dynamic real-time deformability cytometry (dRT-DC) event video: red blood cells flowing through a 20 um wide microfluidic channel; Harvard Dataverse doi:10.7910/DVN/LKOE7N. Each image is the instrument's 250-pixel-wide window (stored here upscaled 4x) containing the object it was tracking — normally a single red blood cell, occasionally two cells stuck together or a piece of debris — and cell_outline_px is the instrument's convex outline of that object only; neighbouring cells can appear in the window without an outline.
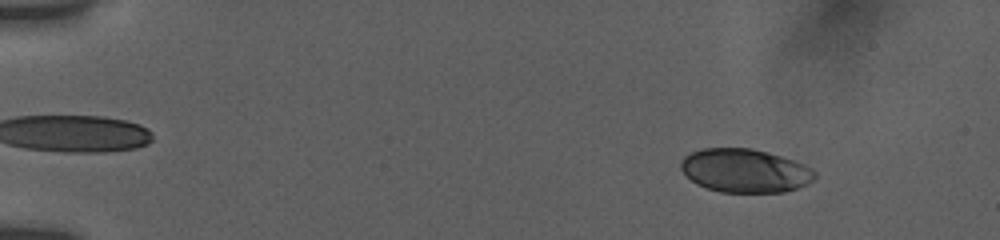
{"species": "human", "species_latin": "Homo sapiens", "temperature_condition": "room temperature", "stored_images_in_passage": 54, "camera_frame_rate_fps": 3000, "um_per_image_px": 0.085, "donor": {"sex": "female"}, "frame": {"image": 1, "passage_image": 7, "time_ms": 2.0, "image_size_px": [1000, 240], "cell_outline_px": [[816, 176], [808, 184], [784, 192], [720, 192], [696, 184], [680, 168], [680, 160], [684, 156], [692, 152], [704, 148], [752, 148], [768, 152], [804, 164], [812, 168], [816, 172]], "centroid_in_image_um": [63.32, 14.5], "position_along_channel_um": 21.7, "area_um2": 33.99}}
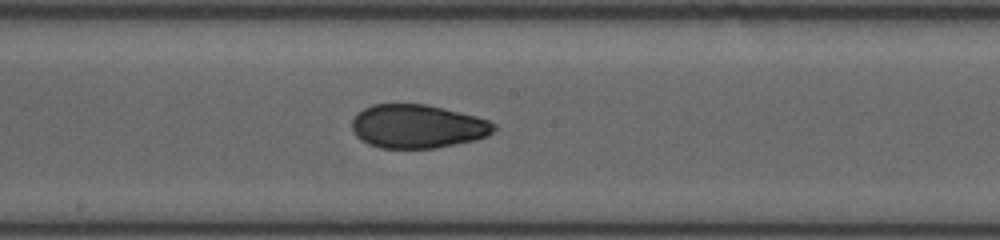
{"frame": {"image": 2, "passage_image": 31, "time_ms": 10.0, "image_size_px": [1000, 240], "cell_outline_px": [[496, 128], [488, 136], [476, 140], [436, 148], [380, 148], [368, 144], [360, 140], [356, 136], [352, 128], [352, 120], [356, 112], [372, 104], [424, 104], [476, 116], [488, 120], [496, 124]], "centroid_in_image_um": [35.47, 10.75], "position_along_channel_um": 212.7, "area_um2": 36.24}}
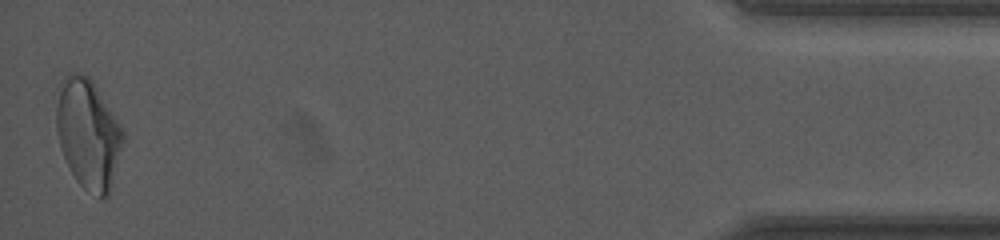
{"frame": {"image": 3, "passage_image": 54, "time_ms": 17.667, "image_size_px": [1000, 240], "cell_outline_px": [[124, 140], [112, 188], [108, 196], [104, 200], [100, 200], [84, 188], [76, 180], [60, 148], [56, 132], [56, 88], [60, 80], [68, 72], [76, 72], [88, 76], [92, 80], [120, 124], [124, 132]], "centroid_in_image_um": [7.48, 11.37], "position_along_channel_um": 427.7, "area_um2": 43.35}, "authors_computed_cell_mechanics": {"area_um2": 36.2984, "velocity_mm_per_s": 3.8421, "shape_relaxation_time_tau1_ms": 9.827, "shape_relaxation_time_tau2_ms": 1.6556, "deformation_change_tau1": 0.2336, "deformation_change_tau2": 0.0641}}